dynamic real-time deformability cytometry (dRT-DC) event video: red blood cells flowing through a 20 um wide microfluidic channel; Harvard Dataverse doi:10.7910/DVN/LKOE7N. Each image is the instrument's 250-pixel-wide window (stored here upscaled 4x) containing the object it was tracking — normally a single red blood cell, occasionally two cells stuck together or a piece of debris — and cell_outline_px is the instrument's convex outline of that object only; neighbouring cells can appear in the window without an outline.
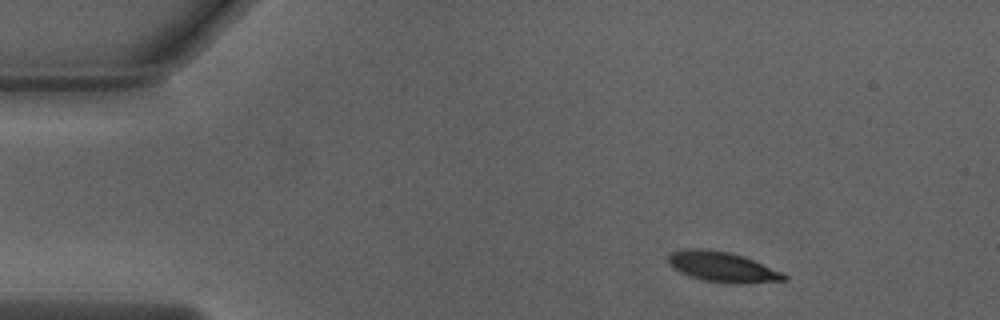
{"species": "Egyptian fruit bat (a non-hibernating species)", "species_latin": "Rousettus aegyptiacus", "temperature_condition": "warm", "stored_images_in_passage": 49, "camera_frame_rate_fps": 3000, "um_per_image_px": 0.085, "animal": {"sex": "male"}, "frame": {"image": 1, "passage_image": 5, "time_ms": 1.333, "image_size_px": [1000, 320], "cell_outline_px": [[788, 280], [748, 284], [736, 284], [704, 280], [680, 272], [668, 264], [668, 256], [672, 252], [688, 248], [700, 248], [728, 252], [744, 256], [780, 272], [788, 276]], "centroid_in_image_um": [61.41, 22.69], "position_along_channel_um": 23.6, "area_um2": 20.23}}
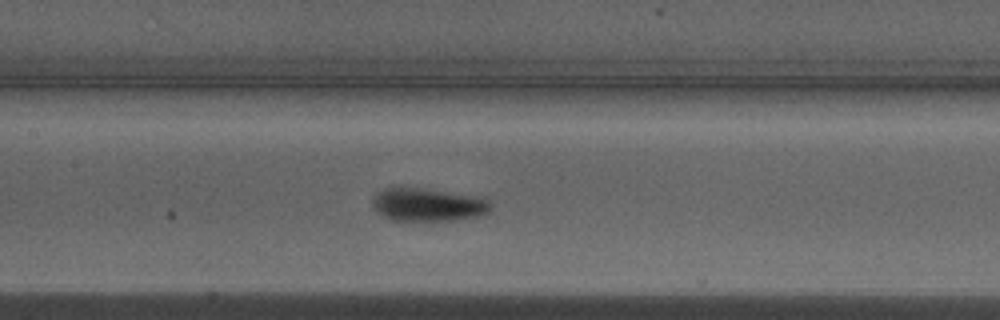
{"frame": {"image": 2, "passage_image": 22, "time_ms": 7.0, "image_size_px": [1000, 320], "cell_outline_px": [[492, 208], [488, 212], [480, 216], [452, 220], [392, 220], [376, 212], [372, 208], [372, 196], [376, 192], [384, 188], [404, 184], [472, 196], [488, 200], [492, 204]], "centroid_in_image_um": [36.27, 17.35], "position_along_channel_um": 171.1, "area_um2": 23.41}}
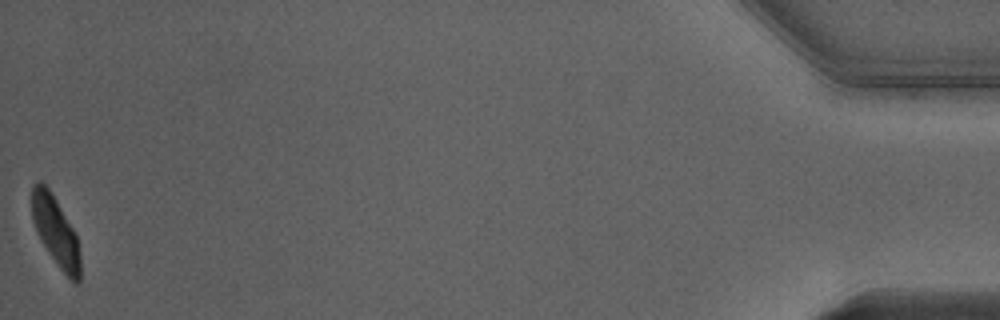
{"frame": {"image": 3, "passage_image": 49, "time_ms": 16.0, "image_size_px": [1000, 320], "cell_outline_px": [[80, 280], [76, 284], [60, 268], [48, 252], [40, 240], [36, 232], [32, 220], [32, 188], [36, 184], [44, 184], [52, 192], [72, 228], [76, 236], [80, 252]], "centroid_in_image_um": [4.73, 19.69], "position_along_channel_um": 430.5, "area_um2": 19.19}, "authors_computed_cell_mechanics": {"area_um2": 21.1548, "velocity_mm_per_s": 4.0118, "shape_relaxation_time_tau1_ms": 2.9996, "shape_relaxation_time_tau2_ms": null, "deformation_change_tau1": 0.1998, "deformation_change_tau2": null}}